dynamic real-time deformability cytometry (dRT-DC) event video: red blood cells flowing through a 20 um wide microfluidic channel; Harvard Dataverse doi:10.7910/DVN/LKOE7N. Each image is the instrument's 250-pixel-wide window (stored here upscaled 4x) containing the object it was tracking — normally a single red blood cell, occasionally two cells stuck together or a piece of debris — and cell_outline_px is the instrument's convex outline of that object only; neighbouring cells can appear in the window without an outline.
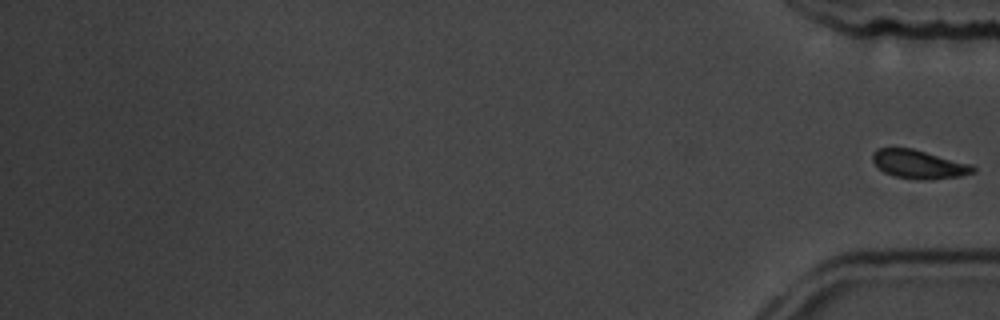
{"species": "common noctule bat (a hibernating species)", "species_latin": "Nyctalus noctula", "temperature_condition": "room temperature", "stored_images_in_passage": 18, "camera_frame_rate_fps": 3000, "um_per_image_px": 0.085, "animal": {"sex": "male", "body_mass_g": 19.5, "forearm_length_mm": 54.6}, "frame": {"image": 1, "passage_image": 18, "time_ms": 20.667, "image_size_px": [1000, 320], "cell_outline_px": [[976, 172], [960, 176], [928, 180], [916, 180], [896, 176], [884, 172], [872, 160], [872, 152], [876, 148], [912, 148], [972, 164], [976, 168]], "centroid_in_image_um": [78.13, 13.96], "position_along_channel_um": 357.1, "area_um2": 16.82}}